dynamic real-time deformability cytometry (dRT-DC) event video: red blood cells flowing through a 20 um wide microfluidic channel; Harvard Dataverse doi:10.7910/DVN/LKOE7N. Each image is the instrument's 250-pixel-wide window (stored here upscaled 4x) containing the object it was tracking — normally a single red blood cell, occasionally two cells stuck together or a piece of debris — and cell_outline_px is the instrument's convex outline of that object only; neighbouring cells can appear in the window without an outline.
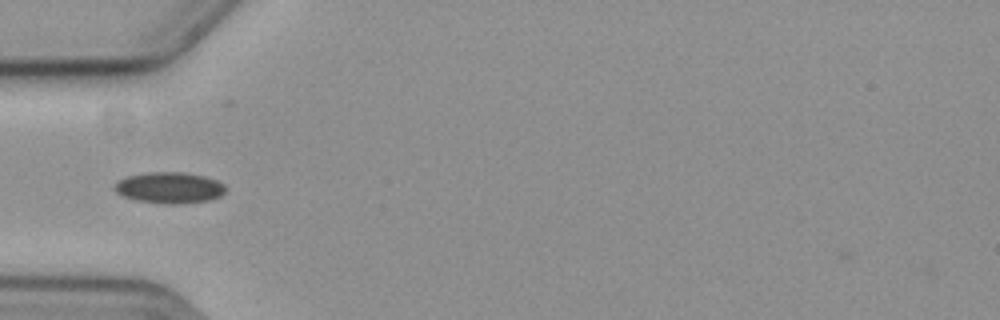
{"species": "common noctule bat (a hibernating species)", "species_latin": "Nyctalus noctula", "temperature_condition": "cold", "stored_images_in_passage": 26, "camera_frame_rate_fps": 3000, "um_per_image_px": 0.085, "animal": {"sex": "female", "body_mass_g": 19.3, "forearm_length_mm": 54.1}, "frame": {"image": 1, "passage_image": 3, "time_ms": 0.667, "image_size_px": [1000, 320], "cell_outline_px": [[224, 192], [220, 196], [208, 200], [180, 204], [164, 204], [136, 200], [124, 196], [116, 192], [112, 188], [120, 180], [128, 176], [148, 172], [184, 172], [204, 176], [216, 180], [224, 184]], "centroid_in_image_um": [14.4, 15.96], "position_along_channel_um": 70.6, "area_um2": 20.06}}
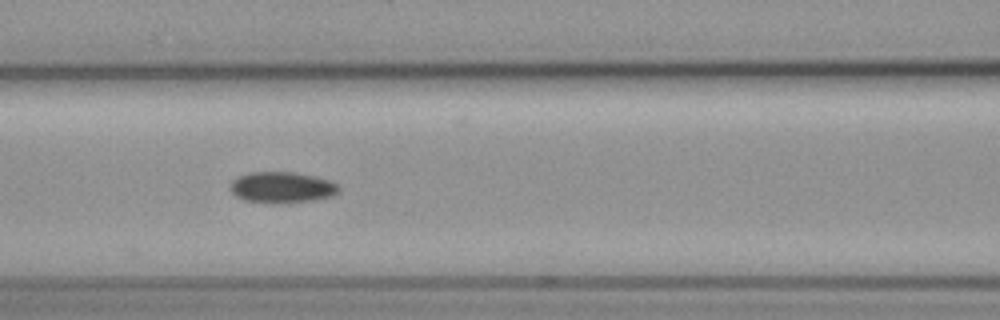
{"frame": {"image": 2, "passage_image": 9, "time_ms": 2.667, "image_size_px": [1000, 320], "cell_outline_px": [[340, 192], [332, 196], [316, 200], [244, 200], [236, 196], [232, 192], [232, 180], [236, 176], [248, 172], [296, 172], [316, 176], [328, 180], [336, 184], [340, 188]], "centroid_in_image_um": [24.0, 15.86], "position_along_channel_um": 142.6, "area_um2": 18.84}}
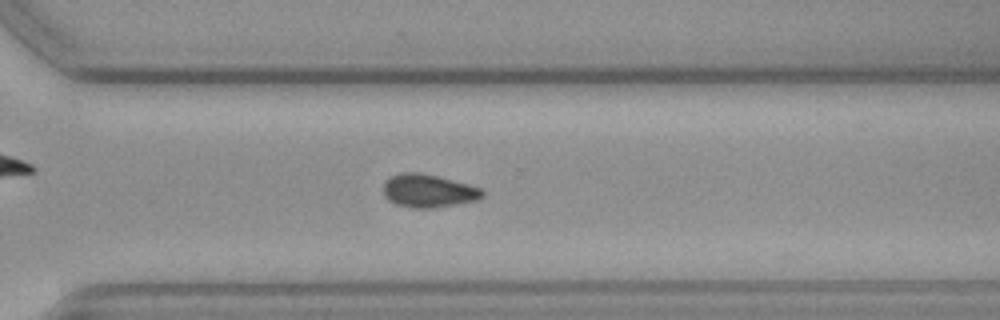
{"frame": {"image": 3, "passage_image": 25, "time_ms": 8.0, "image_size_px": [1000, 320], "cell_outline_px": [[484, 196], [480, 200], [432, 208], [412, 208], [396, 204], [388, 200], [384, 196], [384, 180], [400, 172], [420, 172], [468, 184], [480, 188], [484, 192]], "centroid_in_image_um": [36.4, 16.22], "position_along_channel_um": 334.2, "area_um2": 19.19}}